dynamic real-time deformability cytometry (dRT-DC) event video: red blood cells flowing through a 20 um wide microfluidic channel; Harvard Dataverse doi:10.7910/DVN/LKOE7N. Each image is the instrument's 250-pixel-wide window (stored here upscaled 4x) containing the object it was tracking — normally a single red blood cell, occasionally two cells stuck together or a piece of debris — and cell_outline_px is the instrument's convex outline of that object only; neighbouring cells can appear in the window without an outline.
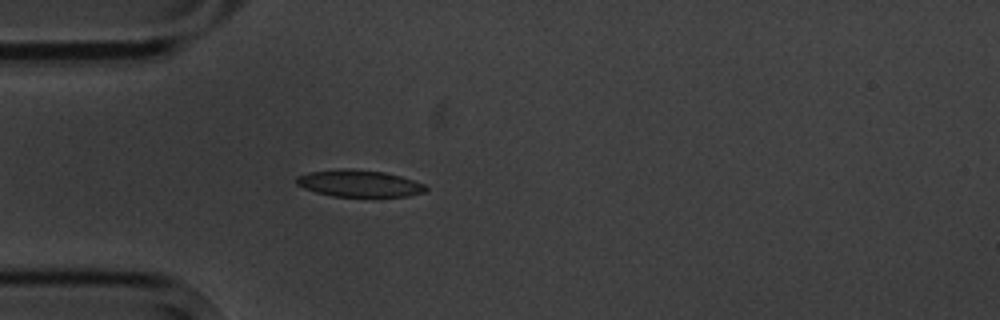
{"species": "common noctule bat (a hibernating species)", "species_latin": "Nyctalus noctula", "temperature_condition": "cold", "stored_images_in_passage": 1, "camera_frame_rate_fps": 3000, "um_per_image_px": 0.085, "animal": {"sex": "male", "body_mass_g": 20.1, "forearm_length_mm": 53.5}, "frame": {"image": 1, "passage_image": 1, "time_ms": 0.0, "image_size_px": [1000, 320], "cell_outline_px": [[428, 192], [408, 196], [332, 196], [316, 192], [304, 188], [296, 184], [296, 176], [308, 172], [340, 168], [344, 168], [384, 172], [400, 176], [424, 184], [428, 188]], "centroid_in_image_um": [30.52, 15.59], "position_along_channel_um": 54.5, "area_um2": 20.23}}